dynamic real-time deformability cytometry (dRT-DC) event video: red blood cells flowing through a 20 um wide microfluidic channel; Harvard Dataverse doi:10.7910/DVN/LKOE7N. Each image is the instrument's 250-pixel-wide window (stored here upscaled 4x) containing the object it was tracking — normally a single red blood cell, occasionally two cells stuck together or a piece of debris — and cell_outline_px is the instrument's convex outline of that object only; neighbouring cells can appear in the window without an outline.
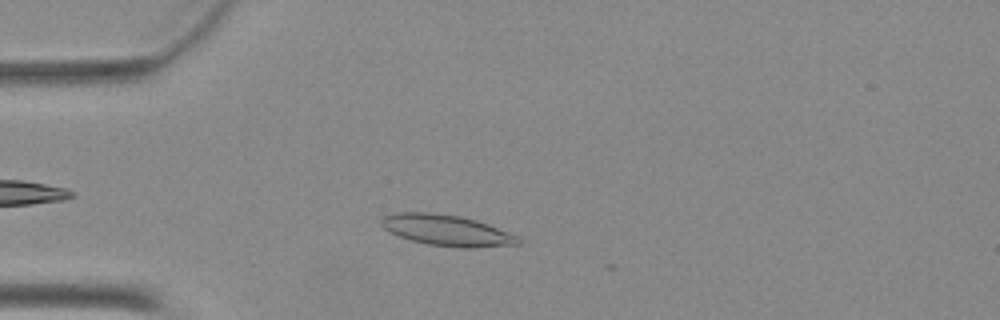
{"species": "Egyptian fruit bat (a non-hibernating species)", "species_latin": "Rousettus aegyptiacus", "temperature_condition": "warm", "stored_images_in_passage": 6, "camera_frame_rate_fps": 3000, "um_per_image_px": 0.085, "animal": {"sex": "female"}, "frame": {"image": 1, "passage_image": 3, "time_ms": 0.667, "image_size_px": [1000, 320], "cell_outline_px": [[520, 244], [472, 248], [460, 248], [428, 244], [412, 240], [388, 232], [380, 224], [380, 220], [384, 216], [392, 212], [428, 212], [460, 216], [476, 220], [488, 224], [520, 236]], "centroid_in_image_um": [37.97, 19.57], "position_along_channel_um": 47.0, "area_um2": 24.85}}